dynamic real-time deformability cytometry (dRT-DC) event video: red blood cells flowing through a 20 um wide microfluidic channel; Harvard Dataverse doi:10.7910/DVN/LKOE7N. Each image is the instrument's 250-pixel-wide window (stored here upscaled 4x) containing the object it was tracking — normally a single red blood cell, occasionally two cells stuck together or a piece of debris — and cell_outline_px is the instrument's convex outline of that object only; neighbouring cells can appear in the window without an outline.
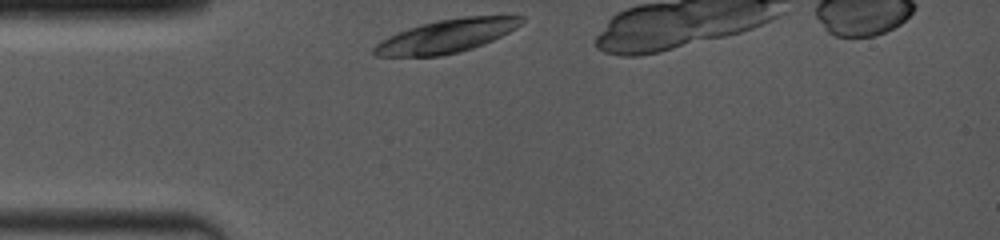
{"species": "common noctule bat (a hibernating species)", "species_latin": "Nyctalus noctula", "temperature_condition": "room temperature", "stored_images_in_passage": 5, "camera_frame_rate_fps": 4000, "um_per_image_px": 0.085, "animal": {"sex": "female", "body_mass_g": 19.0, "forearm_length_mm": 53.3}, "frame": {"image": 1, "passage_image": 1, "time_ms": 0.0, "image_size_px": [1000, 240], "cell_outline_px": [[524, 20], [516, 28], [484, 44], [460, 52], [440, 56], [376, 56], [372, 52], [372, 48], [380, 40], [388, 36], [408, 28], [440, 20], [464, 16], [524, 16]], "centroid_in_image_um": [37.92, 3.07], "position_along_channel_um": 47.1, "area_um2": 28.32}}